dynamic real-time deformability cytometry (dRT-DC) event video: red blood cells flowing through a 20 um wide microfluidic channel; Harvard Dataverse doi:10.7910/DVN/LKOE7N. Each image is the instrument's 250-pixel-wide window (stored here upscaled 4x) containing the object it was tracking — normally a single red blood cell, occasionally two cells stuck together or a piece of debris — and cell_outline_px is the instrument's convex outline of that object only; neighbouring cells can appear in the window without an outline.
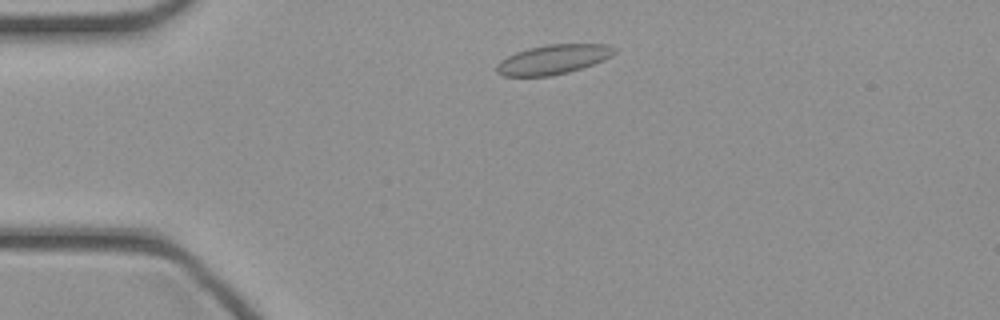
{"species": "common noctule bat (a hibernating species)", "species_latin": "Nyctalus noctula", "temperature_condition": "cold", "stored_images_in_passage": 40, "camera_frame_rate_fps": 3000, "um_per_image_px": 0.085, "animal": {"sex": "female", "body_mass_g": 21.9}, "frame": {"image": 1, "passage_image": 4, "time_ms": 1.0, "image_size_px": [1000, 320], "cell_outline_px": [[616, 52], [612, 56], [604, 60], [568, 72], [552, 76], [504, 76], [496, 72], [496, 64], [500, 60], [516, 52], [528, 48], [548, 44], [608, 44], [616, 48]], "centroid_in_image_um": [47.02, 5.05], "position_along_channel_um": 38.0, "area_um2": 20.29}}
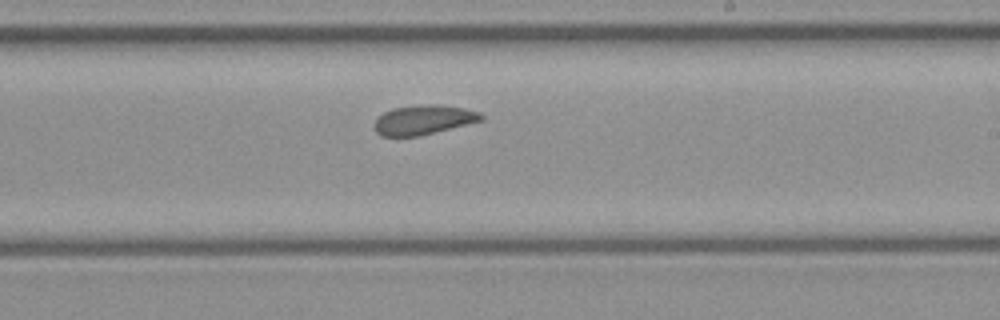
{"frame": {"image": 2, "passage_image": 21, "time_ms": 6.667, "image_size_px": [1000, 320], "cell_outline_px": [[484, 120], [420, 136], [380, 136], [376, 132], [376, 116], [392, 108], [428, 104], [440, 104], [464, 108], [480, 112], [484, 116]], "centroid_in_image_um": [36.02, 10.18], "position_along_channel_um": 253.0, "area_um2": 18.44}}
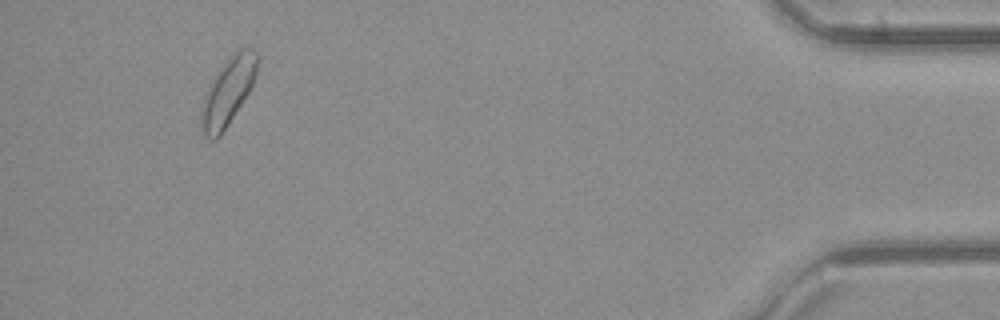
{"frame": {"image": 3, "passage_image": 37, "time_ms": 12.0, "image_size_px": [1000, 320], "cell_outline_px": [[260, 56], [256, 72], [252, 84], [248, 92], [228, 124], [220, 136], [216, 140], [208, 140], [204, 136], [200, 128], [200, 112], [204, 96], [208, 84], [216, 72], [228, 56], [232, 52], [240, 48], [252, 48]], "centroid_in_image_um": [19.34, 7.77], "position_along_channel_um": 415.9, "area_um2": 22.37}}